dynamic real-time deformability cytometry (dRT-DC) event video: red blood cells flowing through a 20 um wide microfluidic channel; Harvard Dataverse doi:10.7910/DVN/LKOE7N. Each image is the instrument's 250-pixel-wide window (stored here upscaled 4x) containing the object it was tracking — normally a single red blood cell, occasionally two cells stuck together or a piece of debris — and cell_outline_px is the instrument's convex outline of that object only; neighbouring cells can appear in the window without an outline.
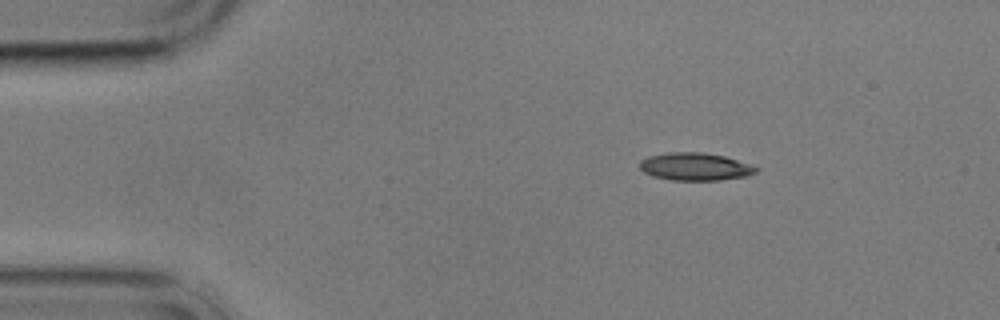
{"species": "common noctule bat (a hibernating species)", "species_latin": "Nyctalus noctula", "temperature_condition": "cold", "stored_images_in_passage": 4, "camera_frame_rate_fps": 3000, "um_per_image_px": 0.085, "animal": {"sex": "male", "body_mass_g": 17.9}, "frame": {"image": 1, "passage_image": 1, "time_ms": 0.0, "image_size_px": [1000, 320], "cell_outline_px": [[760, 168], [756, 172], [748, 176], [716, 180], [672, 180], [652, 176], [644, 172], [640, 168], [640, 160], [648, 156], [672, 152], [700, 152], [724, 156]], "centroid_in_image_um": [59.07, 14.17], "position_along_channel_um": 25.9, "area_um2": 18.61}}